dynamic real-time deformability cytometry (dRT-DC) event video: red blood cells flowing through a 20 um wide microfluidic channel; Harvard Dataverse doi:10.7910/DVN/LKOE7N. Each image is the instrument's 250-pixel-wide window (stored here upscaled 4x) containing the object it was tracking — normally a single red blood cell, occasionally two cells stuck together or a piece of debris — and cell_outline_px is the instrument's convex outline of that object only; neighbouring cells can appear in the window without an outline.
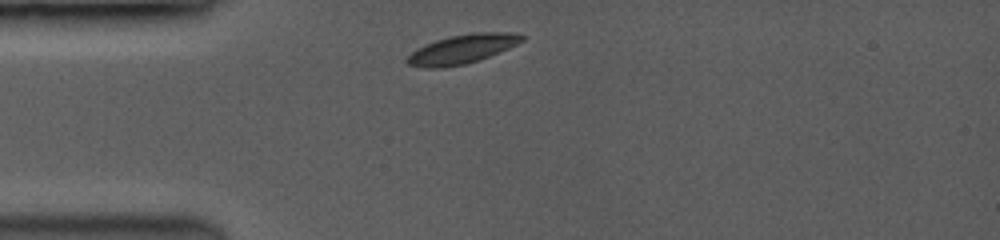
{"species": "common noctule bat (a hibernating species)", "species_latin": "Nyctalus noctula", "temperature_condition": "room temperature", "stored_images_in_passage": 3, "camera_frame_rate_fps": 3500, "um_per_image_px": 0.085, "animal": {"sex": "female", "body_mass_g": 19.0, "forearm_length_mm": 53.3}, "frame": {"image": 1, "passage_image": 1, "time_ms": 0.0, "image_size_px": [1000, 240], "cell_outline_px": [[524, 40], [508, 48], [488, 56], [464, 64], [440, 68], [428, 68], [408, 64], [404, 60], [412, 52], [424, 44], [436, 40], [452, 36], [472, 32], [508, 32], [524, 36]], "centroid_in_image_um": [39.25, 4.16], "position_along_channel_um": 45.7, "area_um2": 19.07}}
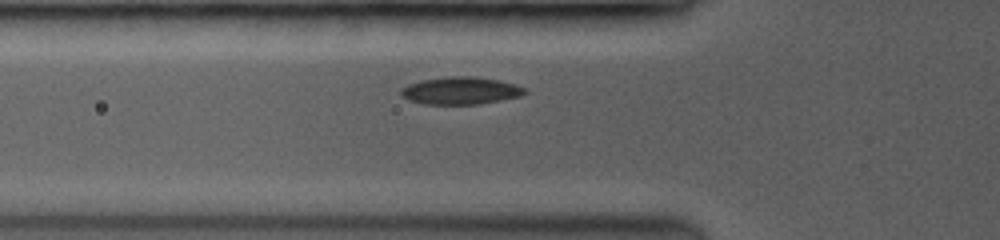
{"frame": {"image": 2, "passage_image": 3, "time_ms": 1.429, "image_size_px": [1000, 240], "cell_outline_px": [[528, 92], [520, 96], [500, 100], [476, 104], [424, 104], [412, 100], [404, 96], [400, 92], [400, 88], [408, 84], [420, 80], [444, 76], [476, 76], [500, 80], [516, 84], [524, 88]], "centroid_in_image_um": [39.16, 7.68], "position_along_channel_um": 86.6, "area_um2": 19.83}}